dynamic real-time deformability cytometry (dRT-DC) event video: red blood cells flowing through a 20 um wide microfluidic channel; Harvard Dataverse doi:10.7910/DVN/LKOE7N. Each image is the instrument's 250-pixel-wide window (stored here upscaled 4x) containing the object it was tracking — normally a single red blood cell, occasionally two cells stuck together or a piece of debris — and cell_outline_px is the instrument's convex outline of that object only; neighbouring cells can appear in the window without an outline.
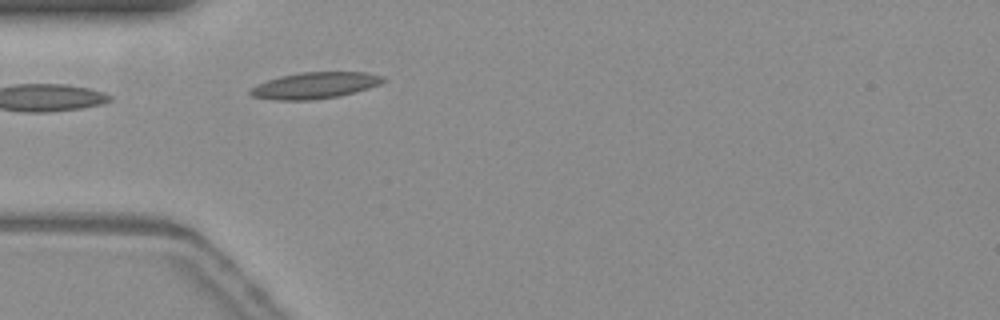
{"species": "common noctule bat (a hibernating species)", "species_latin": "Nyctalus noctula", "temperature_condition": "warm", "stored_images_in_passage": 38, "camera_frame_rate_fps": 3000, "um_per_image_px": 0.085, "animal": {"sex": "female", "body_mass_g": 19.3, "forearm_length_mm": 54.1}, "frame": {"image": 1, "passage_image": 1, "time_ms": 0.0, "image_size_px": [1000, 320], "cell_outline_px": [[388, 80], [380, 84], [356, 92], [340, 96], [312, 100], [272, 100], [252, 96], [248, 92], [256, 84], [280, 76], [300, 72], [364, 72], [384, 76]], "centroid_in_image_um": [26.78, 7.26], "position_along_channel_um": 58.2, "area_um2": 20.58}}
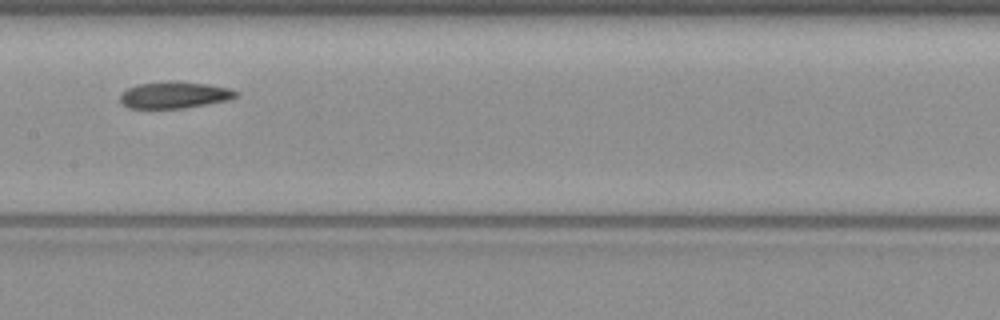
{"frame": {"image": 2, "passage_image": 12, "time_ms": 3.667, "image_size_px": [1000, 320], "cell_outline_px": [[236, 96], [232, 100], [184, 108], [128, 108], [120, 104], [120, 96], [128, 88], [136, 84], [168, 80], [172, 80], [208, 84], [228, 88], [236, 92]], "centroid_in_image_um": [14.8, 8.07], "position_along_channel_um": 192.6, "area_um2": 18.21}}
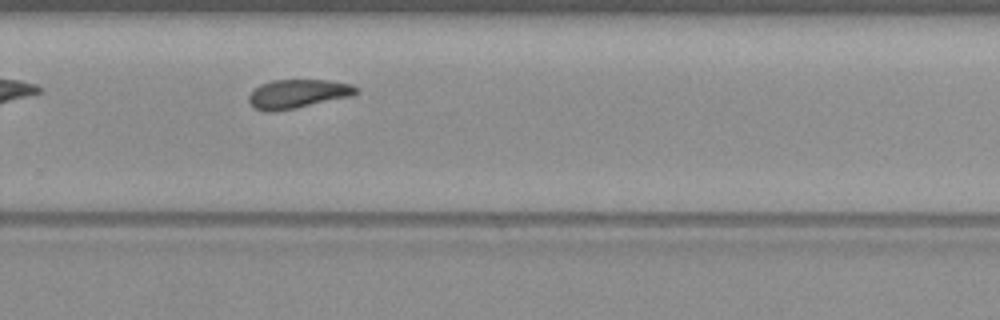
{"frame": {"image": 3, "passage_image": 21, "time_ms": 6.667, "image_size_px": [1000, 320], "cell_outline_px": [[360, 92], [352, 96], [296, 108], [276, 112], [264, 112], [256, 108], [248, 100], [248, 96], [260, 84], [272, 80], [328, 80], [352, 84], [360, 88]], "centroid_in_image_um": [25.35, 7.98], "position_along_channel_um": 304.4, "area_um2": 18.21}}